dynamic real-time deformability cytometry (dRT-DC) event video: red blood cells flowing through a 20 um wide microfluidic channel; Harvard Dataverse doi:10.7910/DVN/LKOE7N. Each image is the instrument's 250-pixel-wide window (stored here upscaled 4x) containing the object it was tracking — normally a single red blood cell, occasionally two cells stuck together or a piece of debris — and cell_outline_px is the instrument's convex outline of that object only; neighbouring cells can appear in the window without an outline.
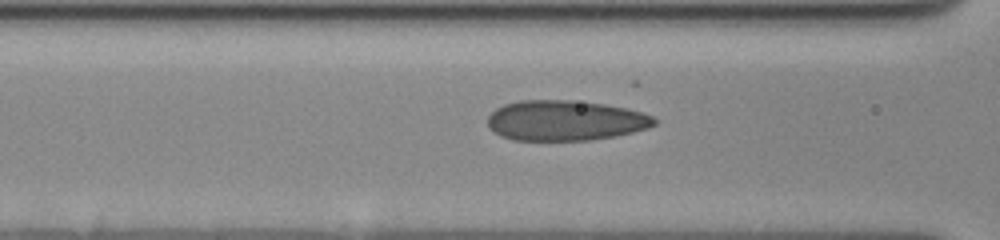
{"species": "human", "species_latin": "Homo sapiens", "temperature_condition": "cold", "stored_images_in_passage": 44, "camera_frame_rate_fps": 3000, "um_per_image_px": 0.085, "donor": {"sex": "female"}, "frame": {"image": 1, "passage_image": 18, "time_ms": 5.667, "image_size_px": [1000, 240], "cell_outline_px": [[656, 124], [648, 128], [616, 136], [588, 140], [512, 140], [500, 136], [492, 132], [488, 128], [488, 116], [496, 108], [504, 104], [520, 100], [572, 100], [604, 104], [628, 108], [652, 116], [656, 120]], "centroid_in_image_um": [48.01, 10.24], "position_along_channel_um": 118.6, "area_um2": 39.3}}
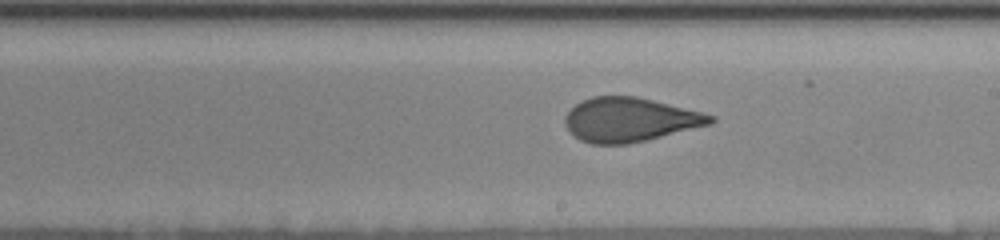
{"frame": {"image": 2, "passage_image": 28, "time_ms": 9.0, "image_size_px": [1000, 240], "cell_outline_px": [[716, 120], [712, 124], [628, 144], [592, 144], [580, 140], [568, 132], [564, 124], [564, 116], [576, 104], [592, 96], [636, 96], [716, 116]], "centroid_in_image_um": [53.5, 10.18], "position_along_channel_um": 235.5, "area_um2": 37.22}}
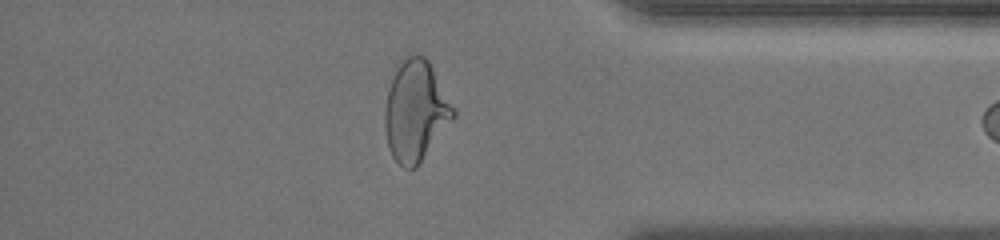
{"frame": {"image": 3, "passage_image": 43, "time_ms": 14.0, "image_size_px": [1000, 240], "cell_outline_px": [[456, 116], [416, 168], [404, 168], [392, 156], [388, 148], [384, 128], [384, 108], [392, 68], [408, 56], [424, 56], [428, 60], [456, 112]], "centroid_in_image_um": [35.29, 9.44], "position_along_channel_um": 399.9, "area_um2": 40.23}}